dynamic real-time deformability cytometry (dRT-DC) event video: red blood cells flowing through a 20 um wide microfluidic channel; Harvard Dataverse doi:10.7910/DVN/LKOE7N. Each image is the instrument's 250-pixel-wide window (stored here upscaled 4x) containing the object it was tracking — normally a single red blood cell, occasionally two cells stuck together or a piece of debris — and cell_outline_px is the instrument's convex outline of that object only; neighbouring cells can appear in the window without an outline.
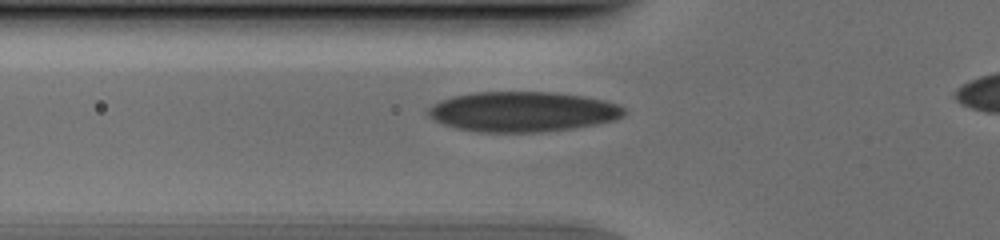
{"species": "human", "species_latin": "Homo sapiens", "temperature_condition": "cold", "stored_images_in_passage": 30, "camera_frame_rate_fps": 3000, "um_per_image_px": 0.085, "donor": {"sex": "male"}, "frame": {"image": 1, "passage_image": 3, "time_ms": 0.667, "image_size_px": [1000, 240], "cell_outline_px": [[628, 112], [624, 116], [616, 120], [600, 124], [544, 132], [476, 132], [456, 128], [432, 120], [424, 112], [432, 104], [440, 100], [452, 96], [476, 92], [552, 92], [584, 96], [604, 100], [616, 104], [624, 108]], "centroid_in_image_um": [44.41, 9.5], "position_along_channel_um": 81.4, "area_um2": 46.36}}
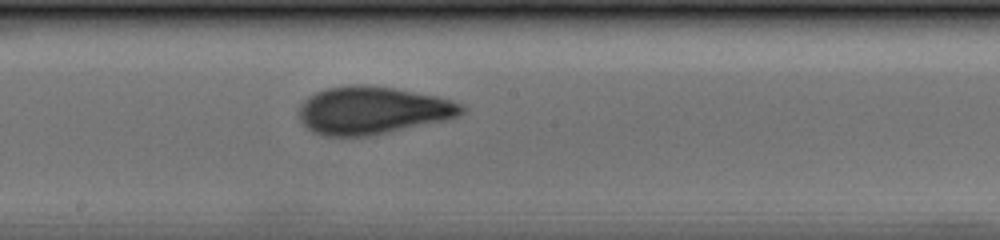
{"frame": {"image": 2, "passage_image": 13, "time_ms": 4.0, "image_size_px": [1000, 240], "cell_outline_px": [[464, 112], [460, 116], [448, 120], [372, 136], [324, 136], [312, 132], [296, 116], [300, 104], [308, 96], [316, 92], [328, 88], [352, 84], [356, 84], [392, 88], [436, 96], [452, 100], [464, 104]], "centroid_in_image_um": [31.66, 9.4], "position_along_channel_um": 216.5, "area_um2": 45.6}}
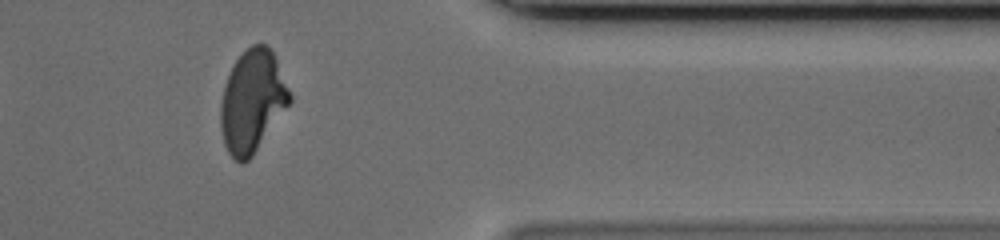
{"frame": {"image": 3, "passage_image": 27, "time_ms": 8.667, "image_size_px": [1000, 240], "cell_outline_px": [[292, 100], [252, 156], [244, 164], [240, 164], [228, 152], [224, 144], [220, 128], [220, 104], [224, 84], [236, 60], [252, 44], [268, 44], [276, 60], [292, 96]], "centroid_in_image_um": [21.43, 8.62], "position_along_channel_um": 390.0, "area_um2": 40.81}}